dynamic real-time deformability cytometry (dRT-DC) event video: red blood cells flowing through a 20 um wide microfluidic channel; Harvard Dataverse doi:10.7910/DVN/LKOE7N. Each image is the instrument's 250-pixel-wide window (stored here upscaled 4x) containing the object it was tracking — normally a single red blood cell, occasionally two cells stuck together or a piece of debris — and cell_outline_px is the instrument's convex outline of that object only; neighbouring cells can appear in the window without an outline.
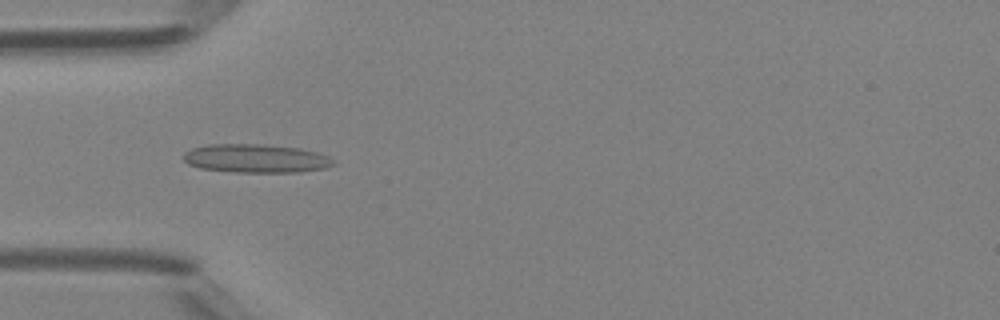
{"species": "Egyptian fruit bat (a non-hibernating species)", "species_latin": "Rousettus aegyptiacus", "temperature_condition": "room temperature", "stored_images_in_passage": 47, "camera_frame_rate_fps": 3000, "um_per_image_px": 0.085, "animal": {"sex": "female"}, "frame": {"image": 1, "passage_image": 15, "time_ms": 4.667, "image_size_px": [1000, 320], "cell_outline_px": [[332, 164], [324, 168], [300, 172], [236, 172], [200, 168], [188, 164], [184, 160], [184, 152], [192, 148], [208, 144], [264, 144], [300, 148], [316, 152], [328, 156], [332, 160]], "centroid_in_image_um": [21.71, 13.46], "position_along_channel_um": 63.3, "area_um2": 24.85}}
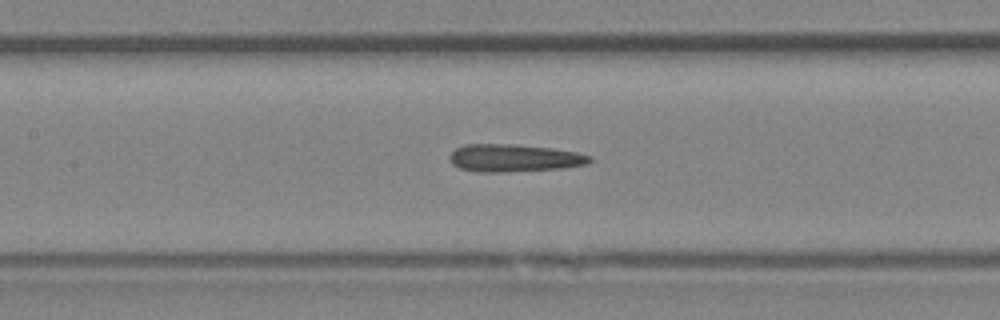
{"frame": {"image": 2, "passage_image": 22, "time_ms": 7.0, "image_size_px": [1000, 320], "cell_outline_px": [[592, 160], [584, 164], [560, 168], [496, 172], [480, 172], [460, 168], [452, 164], [452, 152], [456, 148], [464, 144], [508, 144], [552, 148], [576, 152], [592, 156]], "centroid_in_image_um": [43.69, 13.42], "position_along_channel_um": 163.7, "area_um2": 22.02}}
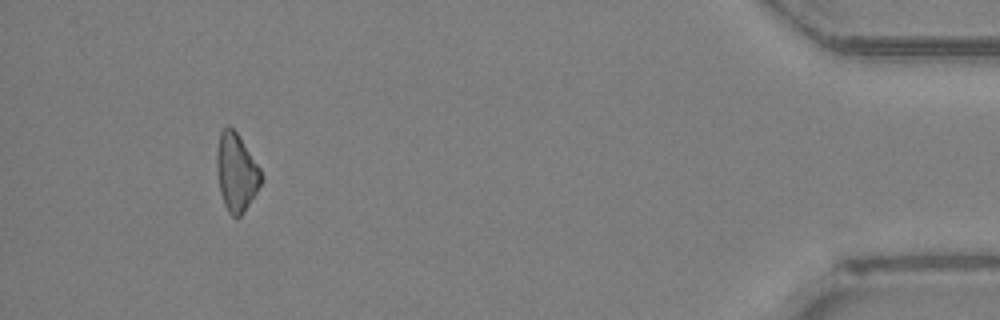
{"frame": {"image": 3, "passage_image": 44, "time_ms": 14.333, "image_size_px": [1000, 320], "cell_outline_px": [[264, 180], [244, 212], [236, 220], [228, 212], [224, 204], [220, 192], [216, 168], [216, 156], [220, 132], [228, 124], [236, 132], [260, 168]], "centroid_in_image_um": [20.09, 14.68], "position_along_channel_um": 415.1, "area_um2": 20.23}, "authors_computed_cell_mechanics": {"area_um2": 21.7328, "velocity_mm_per_s": 4.3667, "shape_relaxation_time_tau1_ms": null, "shape_relaxation_time_tau2_ms": 6.907, "deformation_change_tau1": null, "deformation_change_tau2": 0.2721}}